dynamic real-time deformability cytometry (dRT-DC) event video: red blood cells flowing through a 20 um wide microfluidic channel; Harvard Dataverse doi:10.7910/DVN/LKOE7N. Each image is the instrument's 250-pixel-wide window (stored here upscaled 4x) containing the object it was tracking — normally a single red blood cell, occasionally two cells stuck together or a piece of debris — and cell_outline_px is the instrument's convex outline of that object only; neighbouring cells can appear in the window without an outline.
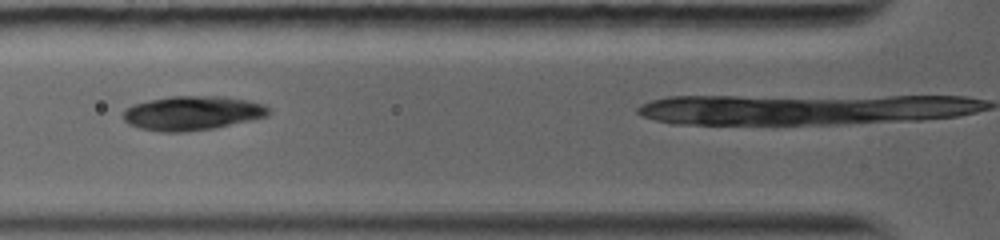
{"species": "common noctule bat (a hibernating species)", "species_latin": "Nyctalus noctula", "temperature_condition": "warm", "stored_images_in_passage": 21, "camera_frame_rate_fps": 5000, "um_per_image_px": 0.085, "animal": {"sex": "female", "body_mass_g": 19.0, "forearm_length_mm": 56.7}, "frame": {"image": 1, "passage_image": 7, "time_ms": 3.4, "image_size_px": [1000, 240], "cell_outline_px": [[268, 116], [252, 120], [216, 128], [184, 132], [160, 132], [140, 128], [128, 124], [124, 120], [124, 112], [132, 104], [172, 96], [224, 96], [248, 100], [264, 104], [268, 108]], "centroid_in_image_um": [16.37, 9.62], "position_along_channel_um": 109.4, "area_um2": 29.02}, "authors_computed_cell_mechanics": {"area_um2": 26.7614, "velocity_mm_per_s": 4.096, "shape_relaxation_time_tau1_ms": null, "shape_relaxation_time_tau2_ms": 0.7018, "deformation_change_tau1": null, "deformation_change_tau2": 0.0416}}